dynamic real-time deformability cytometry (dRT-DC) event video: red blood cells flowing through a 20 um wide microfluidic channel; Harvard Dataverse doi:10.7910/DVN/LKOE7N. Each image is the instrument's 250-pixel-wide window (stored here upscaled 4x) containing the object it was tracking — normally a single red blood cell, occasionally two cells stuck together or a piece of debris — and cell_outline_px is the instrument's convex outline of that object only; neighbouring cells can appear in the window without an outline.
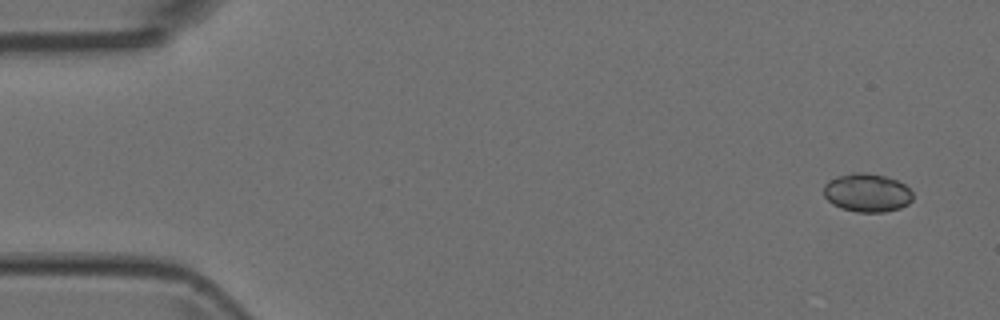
{"species": "Egyptian fruit bat (a non-hibernating species)", "species_latin": "Rousettus aegyptiacus", "temperature_condition": "room temperature", "stored_images_in_passage": 4, "camera_frame_rate_fps": 3000, "um_per_image_px": 0.085, "animal": {"sex": "female"}, "frame": {"image": 1, "passage_image": 1, "time_ms": 0.0, "image_size_px": [1000, 320], "cell_outline_px": [[912, 200], [908, 204], [900, 208], [884, 212], [856, 212], [840, 208], [832, 204], [824, 196], [824, 184], [828, 180], [836, 176], [852, 172], [864, 172], [884, 176], [896, 180], [904, 184], [912, 192]], "centroid_in_image_um": [73.67, 16.38], "position_along_channel_um": 11.3, "area_um2": 20.11}}
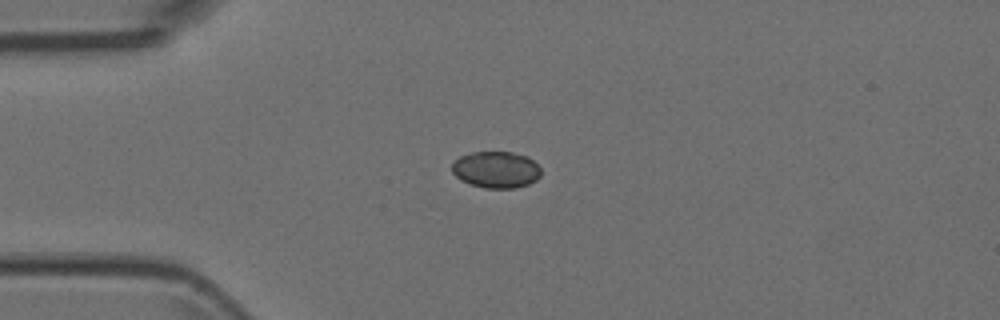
{"frame": {"image": 2, "passage_image": 4, "time_ms": 1.0, "image_size_px": [1000, 320], "cell_outline_px": [[540, 176], [536, 180], [528, 184], [516, 188], [484, 188], [460, 180], [452, 172], [452, 164], [460, 156], [472, 152], [512, 152], [528, 156], [540, 168]], "centroid_in_image_um": [42.17, 14.42], "position_along_channel_um": 42.8, "area_um2": 18.96}}